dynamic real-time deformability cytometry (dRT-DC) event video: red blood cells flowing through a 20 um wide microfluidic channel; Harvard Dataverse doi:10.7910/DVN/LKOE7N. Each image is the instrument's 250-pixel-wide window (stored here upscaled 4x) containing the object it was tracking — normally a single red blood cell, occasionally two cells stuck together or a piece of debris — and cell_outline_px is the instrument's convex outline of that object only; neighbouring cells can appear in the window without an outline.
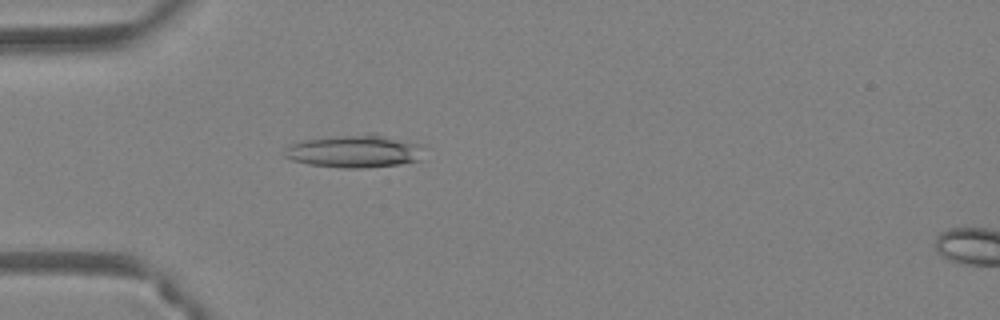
{"species": "Egyptian fruit bat (a non-hibernating species)", "species_latin": "Rousettus aegyptiacus", "temperature_condition": "warm", "stored_images_in_passage": 36, "camera_frame_rate_fps": 3000, "um_per_image_px": 0.085, "animal": {"sex": "female"}, "frame": {"image": 1, "passage_image": 9, "time_ms": 2.667, "image_size_px": [1000, 320], "cell_outline_px": [[424, 160], [400, 164], [364, 168], [344, 168], [308, 164], [292, 160], [284, 156], [288, 144], [300, 140], [368, 132], [376, 132], [420, 144]], "centroid_in_image_um": [30.17, 12.83], "position_along_channel_um": 54.8, "area_um2": 27.22}}
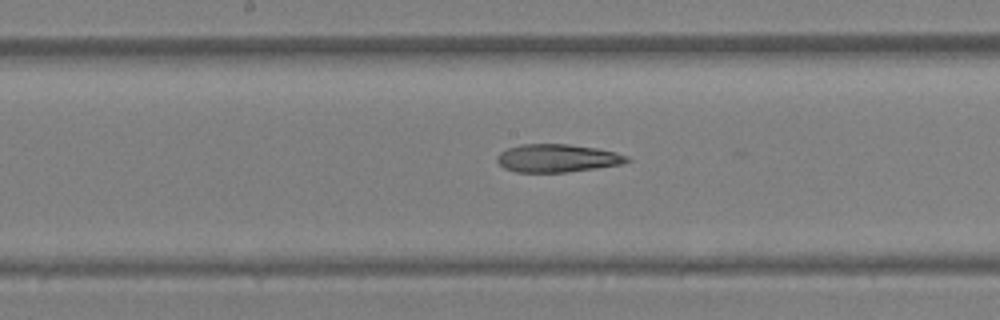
{"frame": {"image": 2, "passage_image": 20, "time_ms": 6.333, "image_size_px": [1000, 320], "cell_outline_px": [[632, 160], [620, 164], [596, 168], [568, 172], [516, 172], [504, 168], [496, 160], [496, 156], [500, 152], [508, 148], [520, 144], [568, 144], [596, 148], [616, 152], [628, 156]], "centroid_in_image_um": [47.36, 13.44], "position_along_channel_um": 200.8, "area_um2": 21.21}}
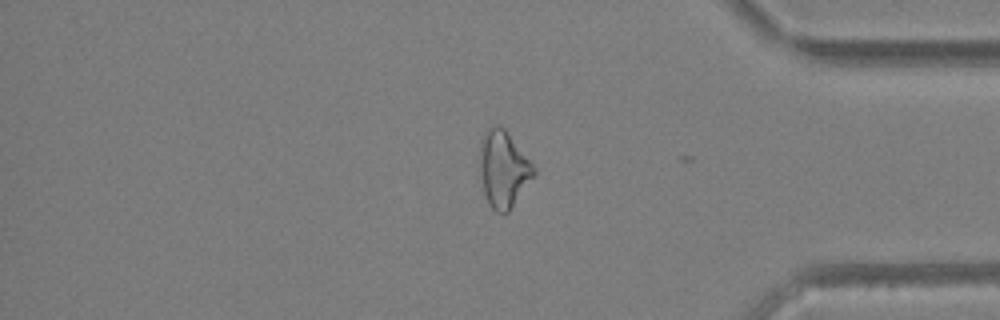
{"frame": {"image": 3, "passage_image": 35, "time_ms": 11.333, "image_size_px": [1000, 320], "cell_outline_px": [[536, 172], [508, 212], [504, 216], [496, 212], [488, 204], [484, 192], [480, 172], [480, 140], [484, 132], [492, 124], [500, 124], [508, 132], [536, 168]], "centroid_in_image_um": [42.77, 14.35], "position_along_channel_um": 392.4, "area_um2": 24.16}}